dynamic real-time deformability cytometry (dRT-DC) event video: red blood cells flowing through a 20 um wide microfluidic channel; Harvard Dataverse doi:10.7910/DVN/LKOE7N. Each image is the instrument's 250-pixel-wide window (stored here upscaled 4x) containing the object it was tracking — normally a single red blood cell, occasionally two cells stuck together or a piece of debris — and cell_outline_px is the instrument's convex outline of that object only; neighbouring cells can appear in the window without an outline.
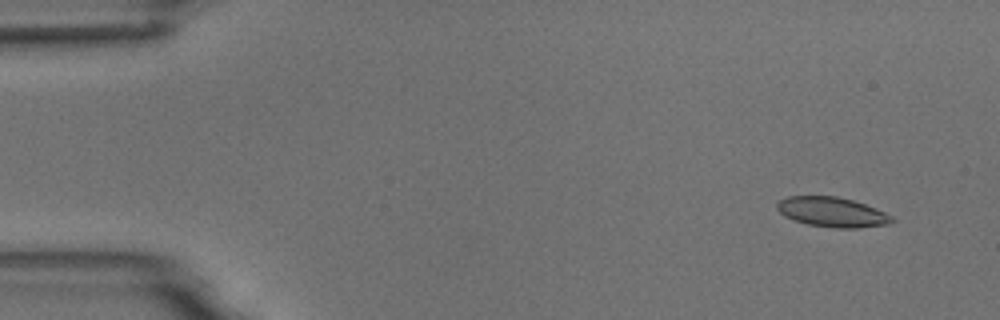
{"species": "common noctule bat (a hibernating species)", "species_latin": "Nyctalus noctula", "temperature_condition": "room temperature", "stored_images_in_passage": 13, "camera_frame_rate_fps": 3000, "um_per_image_px": 0.085, "animal": {"sex": "male", "body_mass_g": 18.8}, "frame": {"image": 1, "passage_image": 1, "time_ms": 0.0, "image_size_px": [1000, 320], "cell_outline_px": [[896, 220], [888, 224], [860, 228], [836, 228], [808, 224], [784, 216], [776, 208], [776, 204], [780, 200], [788, 196], [836, 196], [852, 200], [876, 208], [892, 216]], "centroid_in_image_um": [70.75, 18.03], "position_along_channel_um": 14.3, "area_um2": 19.88}}
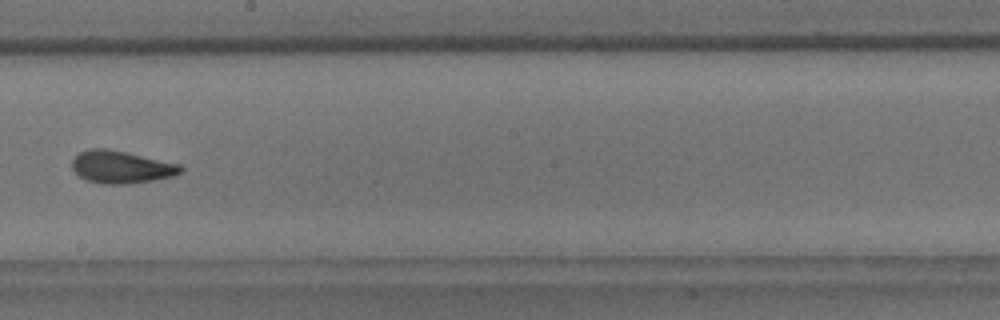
{"frame": {"image": 2, "passage_image": 8, "time_ms": 9.0, "image_size_px": [1000, 320], "cell_outline_px": [[184, 168], [180, 172], [172, 176], [152, 180], [124, 184], [100, 184], [84, 180], [72, 168], [72, 160], [80, 152], [88, 148], [104, 148], [124, 152], [180, 164]], "centroid_in_image_um": [10.26, 14.2], "position_along_channel_um": 237.9, "area_um2": 20.35}}
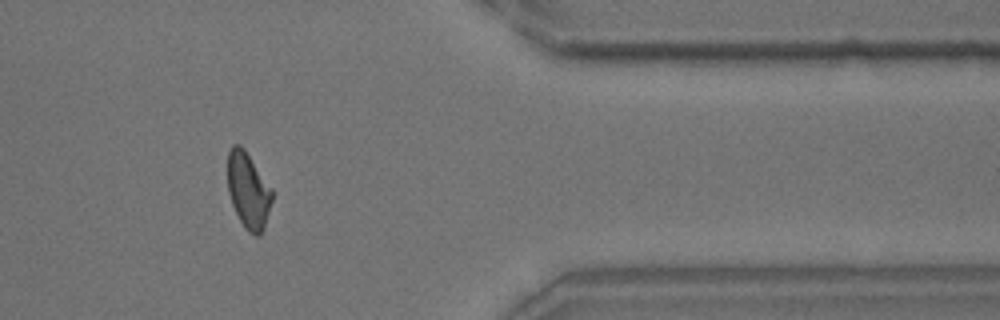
{"frame": {"image": 3, "passage_image": 12, "time_ms": 13.667, "image_size_px": [1000, 320], "cell_outline_px": [[272, 200], [264, 228], [260, 236], [256, 236], [248, 232], [244, 228], [232, 204], [228, 192], [228, 152], [232, 144], [240, 144], [244, 148], [272, 188]], "centroid_in_image_um": [21.1, 16.19], "position_along_channel_um": 390.3, "area_um2": 19.71}, "authors_computed_cell_mechanics": {"area_um2": 20.0566, "velocity_mm_per_s": 3.7208, "shape_relaxation_time_tau1_ms": null, "shape_relaxation_time_tau2_ms": 1.4635, "deformation_change_tau1": null, "deformation_change_tau2": 0.0577}}